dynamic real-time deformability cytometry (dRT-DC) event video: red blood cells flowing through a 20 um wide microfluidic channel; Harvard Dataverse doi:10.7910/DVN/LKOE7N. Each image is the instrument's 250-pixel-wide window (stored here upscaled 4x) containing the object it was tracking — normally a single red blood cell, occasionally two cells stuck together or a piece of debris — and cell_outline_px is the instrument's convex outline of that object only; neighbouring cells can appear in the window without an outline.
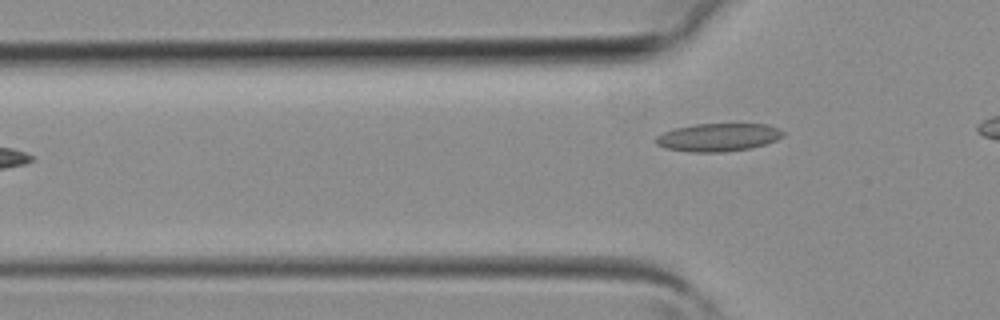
{"species": "common noctule bat (a hibernating species)", "species_latin": "Nyctalus noctula", "temperature_condition": "room temperature", "stored_images_in_passage": 6, "camera_frame_rate_fps": 3000, "um_per_image_px": 0.085, "animal": {"sex": "female", "body_mass_g": 19.3, "forearm_length_mm": 54.1}, "frame": {"image": 1, "passage_image": 5, "time_ms": 1.333, "image_size_px": [1000, 320], "cell_outline_px": [[784, 136], [776, 140], [752, 148], [724, 152], [692, 152], [664, 148], [656, 144], [656, 136], [664, 132], [676, 128], [696, 124], [768, 124], [784, 132]], "centroid_in_image_um": [61.05, 11.68], "position_along_channel_um": 64.8, "area_um2": 20.69}}
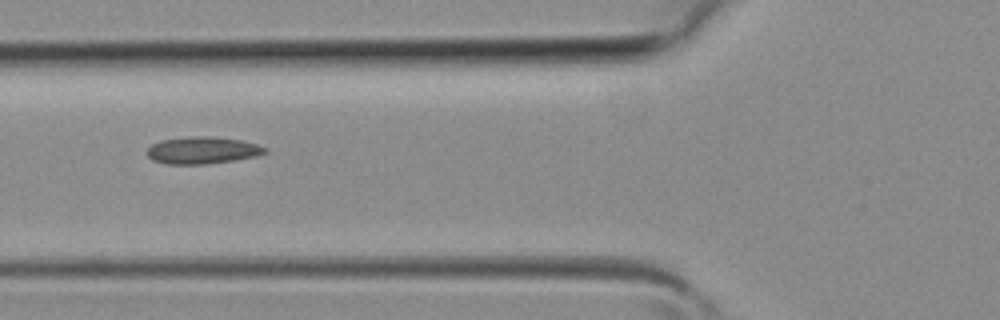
{"frame": {"image": 2, "passage_image": 6, "time_ms": 1.667, "image_size_px": [1000, 320], "cell_outline_px": [[268, 152], [256, 156], [208, 164], [164, 164], [152, 160], [148, 156], [148, 148], [152, 144], [160, 140], [192, 136], [204, 136], [240, 140], [256, 144], [268, 148]], "centroid_in_image_um": [17.19, 12.78], "position_along_channel_um": 108.6, "area_um2": 18.5}}